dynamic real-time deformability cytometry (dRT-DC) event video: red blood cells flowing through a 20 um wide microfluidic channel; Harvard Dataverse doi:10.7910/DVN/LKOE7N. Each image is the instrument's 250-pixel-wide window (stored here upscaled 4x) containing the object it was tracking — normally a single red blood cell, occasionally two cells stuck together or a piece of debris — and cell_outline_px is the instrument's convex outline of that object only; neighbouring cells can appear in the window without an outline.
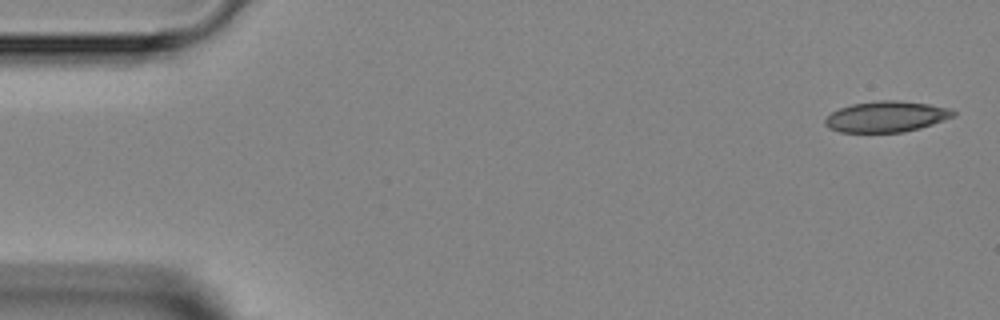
{"species": "Egyptian fruit bat (a non-hibernating species)", "species_latin": "Rousettus aegyptiacus", "temperature_condition": "room temperature", "stored_images_in_passage": 5, "segment_of_instrument_passage": [1, 2], "camera_frame_rate_fps": 3000, "um_per_image_px": 0.085, "animal": {"sex": "female"}, "frame": {"image": 1, "passage_image": 1, "time_ms": 0.0, "image_size_px": [1000, 320], "cell_outline_px": [[956, 116], [920, 128], [904, 132], [840, 132], [828, 128], [824, 124], [824, 120], [832, 112], [840, 108], [852, 104], [880, 100], [896, 100], [928, 104], [948, 108], [956, 112]], "centroid_in_image_um": [75.33, 9.92], "position_along_channel_um": 9.7, "area_um2": 23.0}}
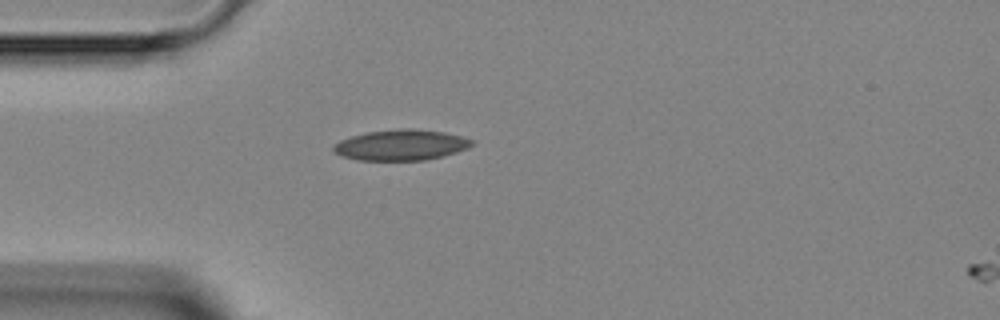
{"frame": {"image": 2, "passage_image": 4, "time_ms": 3.667, "image_size_px": [1000, 320], "cell_outline_px": [[476, 144], [468, 148], [444, 156], [424, 160], [356, 160], [340, 156], [332, 148], [332, 144], [340, 140], [352, 136], [368, 132], [404, 128], [408, 128], [444, 132], [476, 140]], "centroid_in_image_um": [34.11, 12.33], "position_along_channel_um": 50.9, "area_um2": 24.85}}